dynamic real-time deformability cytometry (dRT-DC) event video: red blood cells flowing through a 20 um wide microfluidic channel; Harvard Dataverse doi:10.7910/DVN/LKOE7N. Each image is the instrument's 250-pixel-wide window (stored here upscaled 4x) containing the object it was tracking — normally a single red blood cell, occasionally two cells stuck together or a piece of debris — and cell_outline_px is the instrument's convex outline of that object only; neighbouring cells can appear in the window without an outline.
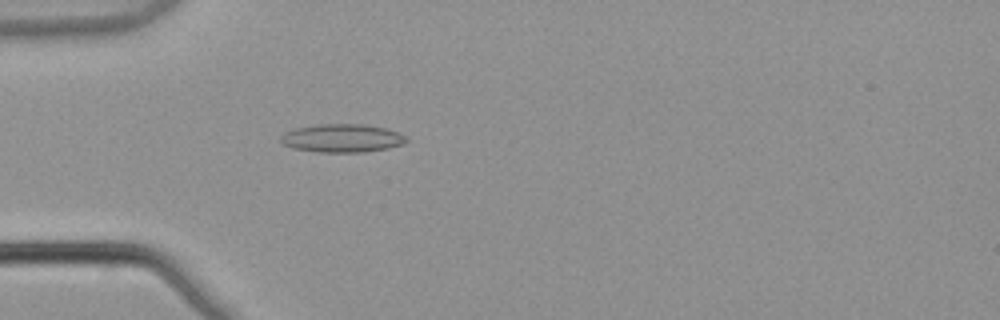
{"species": "common noctule bat (a hibernating species)", "species_latin": "Nyctalus noctula", "temperature_condition": "warm", "stored_images_in_passage": 3, "camera_frame_rate_fps": 3000, "um_per_image_px": 0.085, "animal": {"sex": "male", "body_mass_g": 21.5, "forearm_length_mm": 52.0}, "frame": {"image": 1, "passage_image": 3, "time_ms": 0.667, "image_size_px": [1000, 320], "cell_outline_px": [[408, 140], [404, 144], [388, 148], [364, 152], [316, 152], [292, 148], [284, 144], [280, 140], [280, 136], [284, 132], [296, 128], [316, 124], [364, 124], [384, 128], [396, 132], [404, 136]], "centroid_in_image_um": [29.04, 11.75], "position_along_channel_um": 56.0, "area_um2": 20.69}}